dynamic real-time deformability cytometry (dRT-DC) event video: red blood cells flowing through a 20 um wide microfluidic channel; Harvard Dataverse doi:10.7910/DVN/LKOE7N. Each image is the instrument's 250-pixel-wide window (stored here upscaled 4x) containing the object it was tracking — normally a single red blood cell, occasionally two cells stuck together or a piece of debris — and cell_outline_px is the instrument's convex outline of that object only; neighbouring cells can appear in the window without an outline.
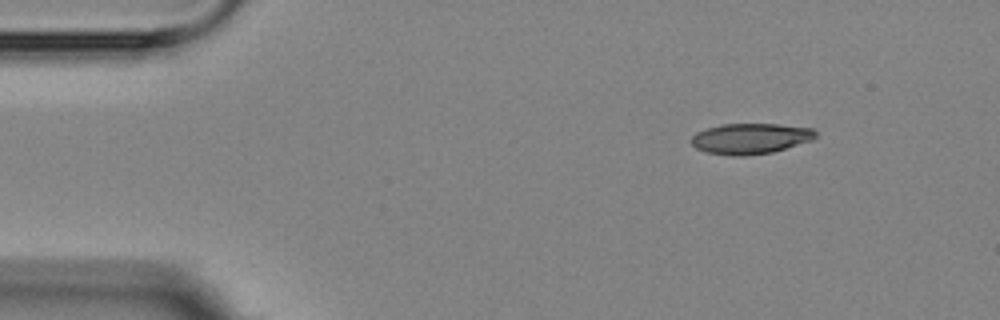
{"species": "Egyptian fruit bat (a non-hibernating species)", "species_latin": "Rousettus aegyptiacus", "temperature_condition": "room temperature", "stored_images_in_passage": 4, "camera_frame_rate_fps": 3000, "um_per_image_px": 0.085, "animal": {"sex": "female"}, "frame": {"image": 1, "passage_image": 1, "time_ms": 0.0, "image_size_px": [1000, 320], "cell_outline_px": [[816, 136], [812, 140], [772, 152], [744, 156], [732, 156], [708, 152], [696, 148], [688, 140], [696, 132], [708, 128], [724, 124], [780, 124], [812, 128], [816, 132]], "centroid_in_image_um": [63.77, 11.78], "position_along_channel_um": 21.2, "area_um2": 22.14}}